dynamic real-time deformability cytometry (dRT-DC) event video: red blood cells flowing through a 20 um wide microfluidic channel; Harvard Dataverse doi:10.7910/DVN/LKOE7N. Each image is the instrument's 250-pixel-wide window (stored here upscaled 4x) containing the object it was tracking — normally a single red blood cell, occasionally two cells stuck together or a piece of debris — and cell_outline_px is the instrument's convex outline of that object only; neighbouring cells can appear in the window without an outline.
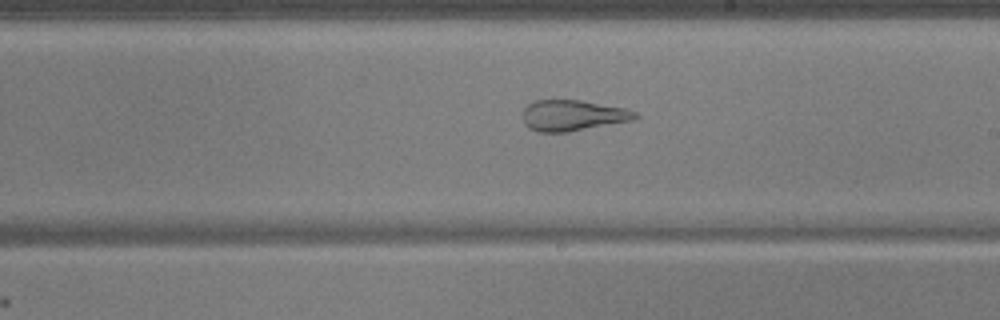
{"species": "common noctule bat (a hibernating species)", "species_latin": "Nyctalus noctula", "temperature_condition": "warm", "stored_images_in_passage": 44, "camera_frame_rate_fps": 3000, "um_per_image_px": 0.085, "animal": {"sex": "male", "body_mass_g": 17.9, "forearm_length_mm": 54.2}, "frame": {"image": 1, "passage_image": 22, "time_ms": 7.0, "image_size_px": [1000, 320], "cell_outline_px": [[640, 116], [632, 120], [568, 132], [540, 132], [528, 128], [524, 124], [524, 108], [528, 104], [536, 100], [580, 100], [624, 108], [636, 112]], "centroid_in_image_um": [48.67, 9.81], "position_along_channel_um": 240.3, "area_um2": 20.06}}
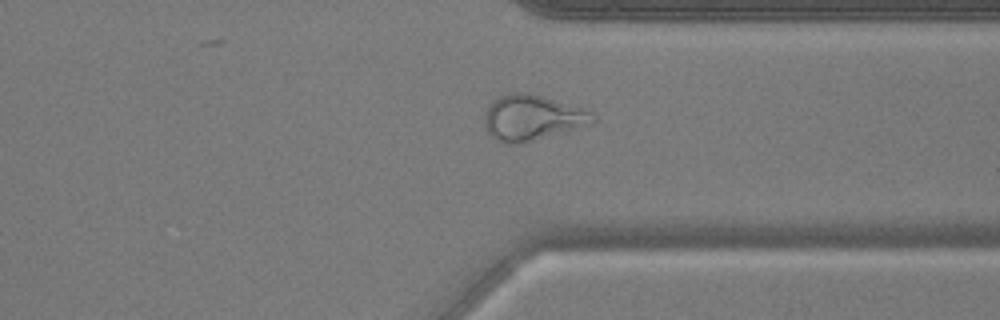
{"frame": {"image": 2, "passage_image": 32, "time_ms": 10.333, "image_size_px": [1000, 320], "cell_outline_px": [[596, 120], [592, 124], [520, 144], [508, 144], [496, 140], [488, 132], [484, 124], [484, 116], [488, 104], [492, 100], [500, 96], [512, 92], [524, 92], [540, 96], [580, 108], [592, 112], [596, 116]], "centroid_in_image_um": [45.2, 10.01], "position_along_channel_um": 366.2, "area_um2": 28.5}}
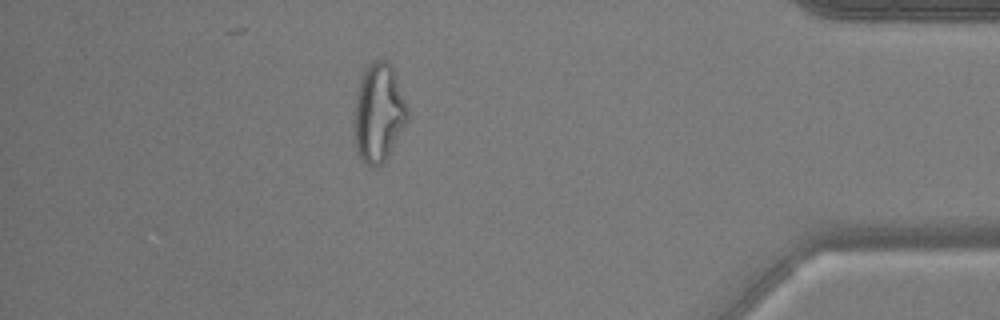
{"frame": {"image": 3, "passage_image": 38, "time_ms": 12.333, "image_size_px": [1000, 320], "cell_outline_px": [[408, 120], [384, 160], [380, 164], [372, 168], [356, 152], [352, 136], [352, 120], [356, 96], [360, 80], [364, 68], [372, 60], [388, 60], [392, 64], [396, 72], [408, 108]], "centroid_in_image_um": [32.15, 9.54], "position_along_channel_um": 403.1, "area_um2": 31.21}, "authors_computed_cell_mechanics": {"area_um2": 28.033, "velocity_mm_per_s": 3.776, "shape_relaxation_time_tau1_ms": null, "shape_relaxation_time_tau2_ms": 1.4309, "deformation_change_tau1": null, "deformation_change_tau2": 0.1082}}